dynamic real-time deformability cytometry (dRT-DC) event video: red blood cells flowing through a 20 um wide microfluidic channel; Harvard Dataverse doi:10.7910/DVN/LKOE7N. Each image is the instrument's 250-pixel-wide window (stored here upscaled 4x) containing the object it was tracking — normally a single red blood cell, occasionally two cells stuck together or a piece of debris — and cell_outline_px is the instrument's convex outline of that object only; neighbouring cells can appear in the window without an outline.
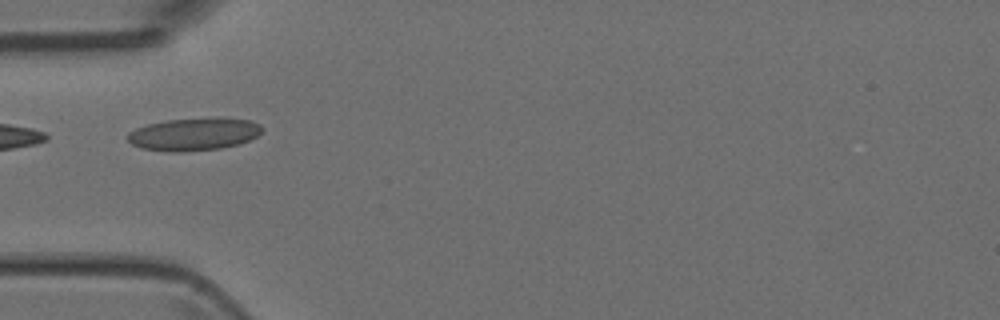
{"species": "Egyptian fruit bat (a non-hibernating species)", "species_latin": "Rousettus aegyptiacus", "temperature_condition": "room temperature", "stored_images_in_passage": 1, "camera_frame_rate_fps": 3000, "um_per_image_px": 0.085, "animal": {"sex": "female"}, "frame": {"image": 1, "passage_image": 1, "time_ms": 0.0, "image_size_px": [1000, 320], "cell_outline_px": [[264, 128], [256, 136], [240, 144], [220, 148], [180, 152], [168, 152], [140, 148], [132, 144], [128, 140], [128, 132], [136, 128], [148, 124], [168, 120], [216, 116], [248, 120], [260, 124]], "centroid_in_image_um": [16.49, 11.39], "position_along_channel_um": 68.5, "area_um2": 25.84}}